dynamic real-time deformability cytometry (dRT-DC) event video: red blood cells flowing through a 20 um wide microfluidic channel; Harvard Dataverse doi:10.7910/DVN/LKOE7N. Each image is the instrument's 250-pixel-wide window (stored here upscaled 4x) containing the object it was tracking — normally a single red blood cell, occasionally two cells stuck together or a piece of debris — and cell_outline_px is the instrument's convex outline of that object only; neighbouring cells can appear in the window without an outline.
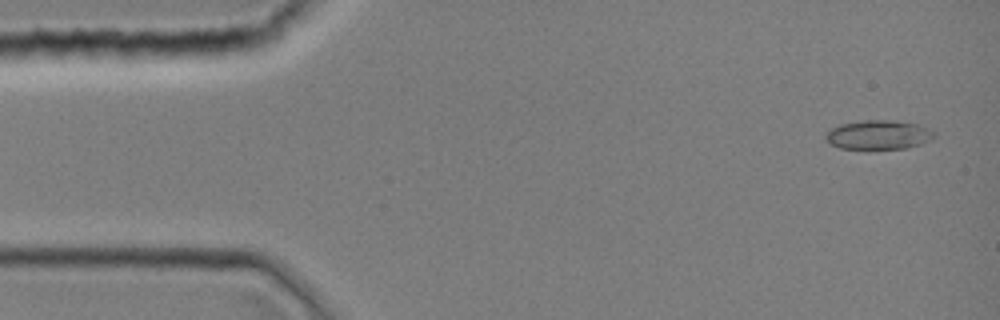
{"species": "common noctule bat (a hibernating species)", "species_latin": "Nyctalus noctula", "temperature_condition": "room temperature", "stored_images_in_passage": 43, "camera_frame_rate_fps": 3000, "um_per_image_px": 0.085, "animal": {"sex": "female", "body_mass_g": 19.0, "forearm_length_mm": 51.5}, "frame": {"image": 1, "passage_image": 2, "time_ms": 0.333, "image_size_px": [1000, 320], "cell_outline_px": [[936, 136], [932, 140], [920, 144], [904, 148], [840, 148], [832, 144], [824, 136], [832, 128], [840, 124], [864, 120], [892, 120], [916, 124], [936, 132]], "centroid_in_image_um": [74.71, 11.45], "position_along_channel_um": 10.3, "area_um2": 18.15}}
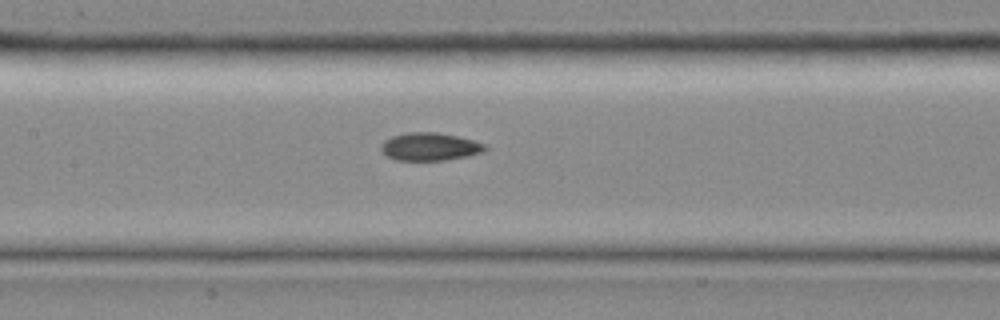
{"frame": {"image": 2, "passage_image": 20, "time_ms": 6.333, "image_size_px": [1000, 320], "cell_outline_px": [[488, 148], [484, 152], [468, 156], [444, 160], [396, 160], [388, 156], [380, 148], [380, 144], [384, 140], [392, 136], [408, 132], [436, 132], [456, 136], [472, 140], [484, 144]], "centroid_in_image_um": [36.53, 12.46], "position_along_channel_um": 170.9, "area_um2": 16.82}}
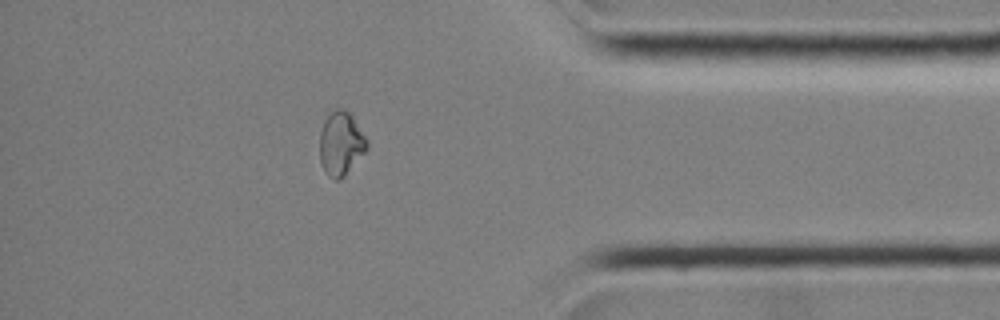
{"frame": {"image": 3, "passage_image": 37, "time_ms": 12.0, "image_size_px": [1000, 320], "cell_outline_px": [[368, 148], [344, 176], [340, 180], [336, 180], [328, 176], [324, 172], [320, 160], [320, 132], [324, 120], [336, 108], [344, 108], [352, 116], [368, 140]], "centroid_in_image_um": [28.97, 12.21], "position_along_channel_um": 406.2, "area_um2": 17.51}}